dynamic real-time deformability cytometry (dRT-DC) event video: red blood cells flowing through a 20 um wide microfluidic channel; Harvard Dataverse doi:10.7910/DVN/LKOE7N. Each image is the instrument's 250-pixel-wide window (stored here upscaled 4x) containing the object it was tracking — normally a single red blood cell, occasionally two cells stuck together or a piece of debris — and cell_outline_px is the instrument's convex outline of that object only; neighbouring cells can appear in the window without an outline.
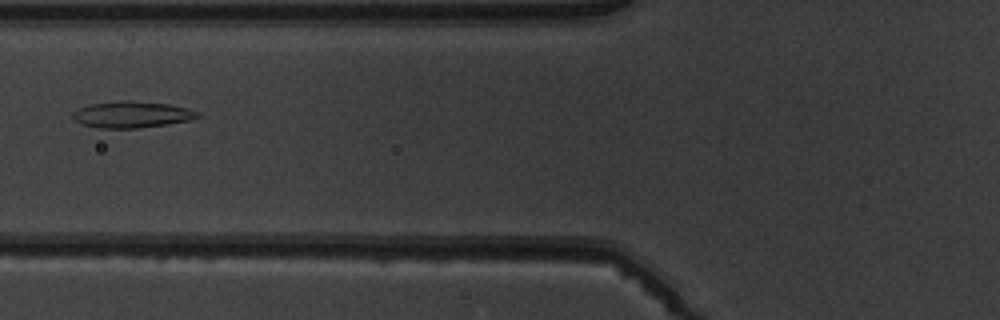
{"species": "common noctule bat (a hibernating species)", "species_latin": "Nyctalus noctula", "temperature_condition": "warm", "stored_images_in_passage": 5, "camera_frame_rate_fps": 3000, "um_per_image_px": 0.085, "animal": {"sex": "male", "body_mass_g": 19.5, "forearm_length_mm": 54.6}, "frame": {"image": 1, "passage_image": 5, "time_ms": 5.333, "image_size_px": [1000, 320], "cell_outline_px": [[200, 116], [188, 120], [168, 124], [136, 128], [100, 128], [80, 124], [72, 120], [72, 112], [80, 108], [92, 104], [124, 100], [132, 100], [168, 104], [188, 108], [200, 112]], "centroid_in_image_um": [11.19, 9.73], "position_along_channel_um": 114.6, "area_um2": 19.25}}